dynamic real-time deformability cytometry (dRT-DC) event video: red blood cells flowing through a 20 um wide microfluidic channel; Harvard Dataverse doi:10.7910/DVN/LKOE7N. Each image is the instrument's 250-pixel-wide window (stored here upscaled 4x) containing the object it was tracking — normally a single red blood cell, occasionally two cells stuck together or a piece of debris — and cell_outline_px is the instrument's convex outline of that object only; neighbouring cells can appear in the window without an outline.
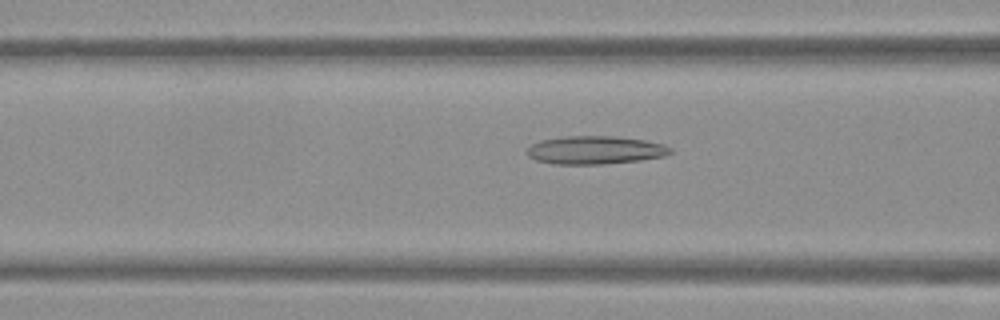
{"species": "Egyptian fruit bat (a non-hibernating species)", "species_latin": "Rousettus aegyptiacus", "temperature_condition": "warm", "stored_images_in_passage": 50, "camera_frame_rate_fps": 3000, "um_per_image_px": 0.085, "frame": {"image": 1, "passage_image": 18, "time_ms": 5.667, "image_size_px": [1000, 320], "cell_outline_px": [[672, 152], [664, 156], [640, 160], [604, 164], [552, 164], [536, 160], [528, 156], [524, 152], [532, 144], [540, 140], [564, 136], [612, 136], [644, 140], [664, 144], [672, 148]], "centroid_in_image_um": [50.56, 12.76], "position_along_channel_um": 116.0, "area_um2": 23.64}}
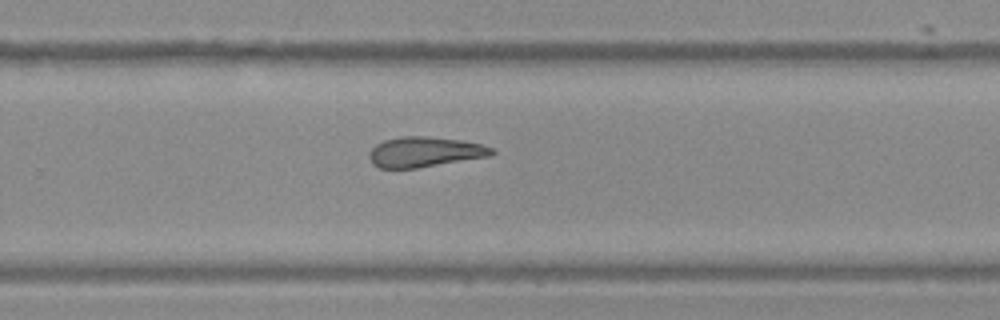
{"frame": {"image": 2, "passage_image": 32, "time_ms": 10.333, "image_size_px": [1000, 320], "cell_outline_px": [[496, 152], [488, 156], [416, 168], [380, 168], [372, 164], [368, 156], [368, 152], [376, 144], [384, 140], [400, 136], [424, 136], [460, 140], [480, 144], [492, 148]], "centroid_in_image_um": [36.04, 12.91], "position_along_channel_um": 293.8, "area_um2": 21.39}}
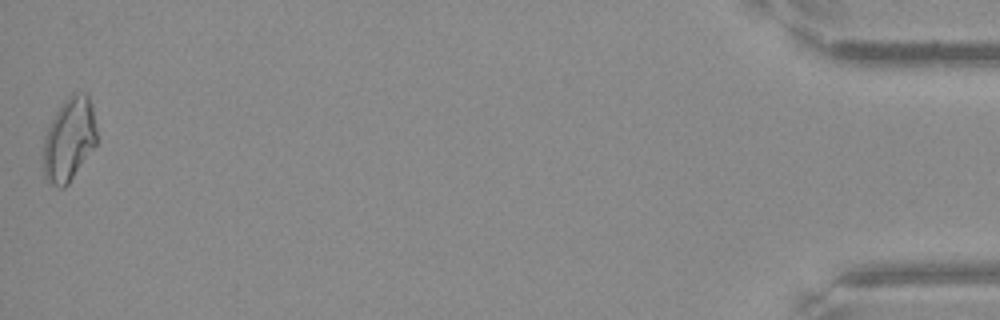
{"frame": {"image": 3, "passage_image": 50, "time_ms": 16.333, "image_size_px": [1000, 320], "cell_outline_px": [[96, 144], [68, 184], [64, 188], [60, 188], [44, 180], [44, 136], [56, 112], [64, 100], [72, 92], [88, 92], [92, 104], [96, 128]], "centroid_in_image_um": [5.88, 11.82], "position_along_channel_um": 429.3, "area_um2": 26.01}, "authors_computed_cell_mechanics": {"area_um2": 22.7732, "velocity_mm_per_s": 3.804, "shape_relaxation_time_tau1_ms": null, "shape_relaxation_time_tau2_ms": 3.0997, "deformation_change_tau1": null, "deformation_change_tau2": 0.1091}}